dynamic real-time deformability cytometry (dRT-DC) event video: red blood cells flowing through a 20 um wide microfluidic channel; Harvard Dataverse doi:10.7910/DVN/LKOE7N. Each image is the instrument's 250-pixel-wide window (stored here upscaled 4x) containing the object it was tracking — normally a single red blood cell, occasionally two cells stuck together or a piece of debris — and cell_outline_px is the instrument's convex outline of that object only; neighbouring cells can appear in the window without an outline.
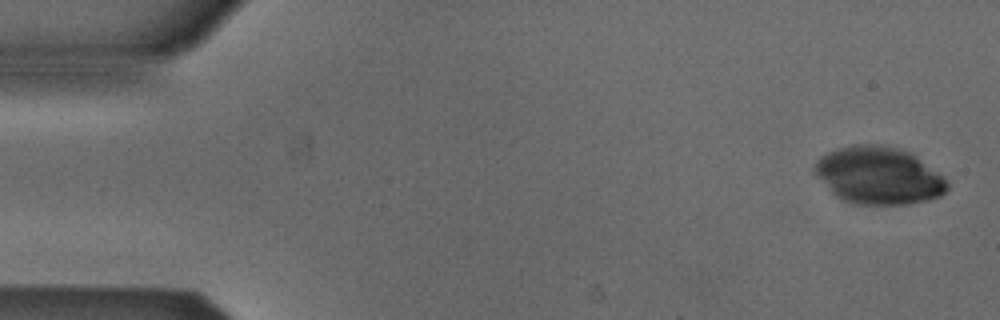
{"species": "Egyptian fruit bat (a non-hibernating species)", "species_latin": "Rousettus aegyptiacus", "temperature_condition": "cold", "stored_images_in_passage": 5, "camera_frame_rate_fps": 3000, "um_per_image_px": 0.085, "animal": {"sex": "male"}, "frame": {"image": 1, "passage_image": 1, "time_ms": 0.0, "image_size_px": [1000, 320], "cell_outline_px": [[948, 188], [940, 196], [928, 200], [908, 204], [856, 204], [844, 200], [836, 196], [812, 172], [812, 168], [816, 160], [820, 156], [828, 152], [852, 144], [872, 144], [896, 148], [908, 152], [916, 156], [944, 176], [948, 184]], "centroid_in_image_um": [74.66, 14.92], "position_along_channel_um": 10.3, "area_um2": 44.27}}